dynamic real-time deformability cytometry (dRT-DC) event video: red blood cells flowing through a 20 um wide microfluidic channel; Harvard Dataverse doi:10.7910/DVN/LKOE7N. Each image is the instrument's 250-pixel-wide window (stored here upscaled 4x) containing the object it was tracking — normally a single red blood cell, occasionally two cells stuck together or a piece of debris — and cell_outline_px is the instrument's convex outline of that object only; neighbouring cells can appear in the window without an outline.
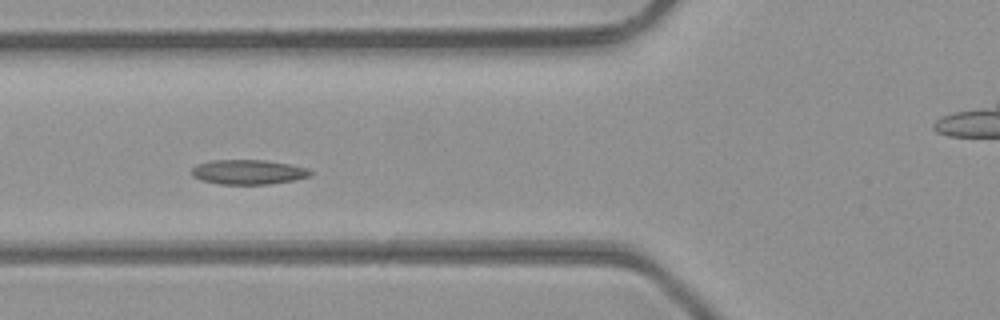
{"species": "common noctule bat (a hibernating species)", "species_latin": "Nyctalus noctula", "temperature_condition": "room temperature", "stored_images_in_passage": 34, "camera_frame_rate_fps": 3000, "um_per_image_px": 0.085, "animal": {"sex": "male", "body_mass_g": 23.1, "forearm_length_mm": 52.7}, "frame": {"image": 1, "passage_image": 3, "time_ms": 0.667, "image_size_px": [1000, 320], "cell_outline_px": [[312, 172], [308, 176], [296, 180], [268, 184], [220, 184], [200, 180], [192, 176], [192, 168], [196, 164], [208, 160], [268, 160], [308, 168]], "centroid_in_image_um": [21.07, 14.62], "position_along_channel_um": 104.7, "area_um2": 17.17}}
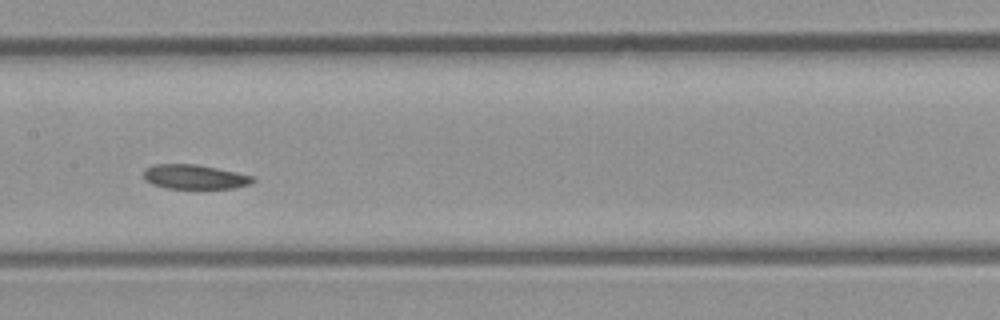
{"frame": {"image": 2, "passage_image": 9, "time_ms": 2.667, "image_size_px": [1000, 320], "cell_outline_px": [[256, 180], [252, 184], [232, 188], [168, 188], [152, 184], [144, 180], [144, 168], [152, 164], [196, 164], [236, 172], [252, 176]], "centroid_in_image_um": [16.52, 15.02], "position_along_channel_um": 190.9, "area_um2": 15.55}}
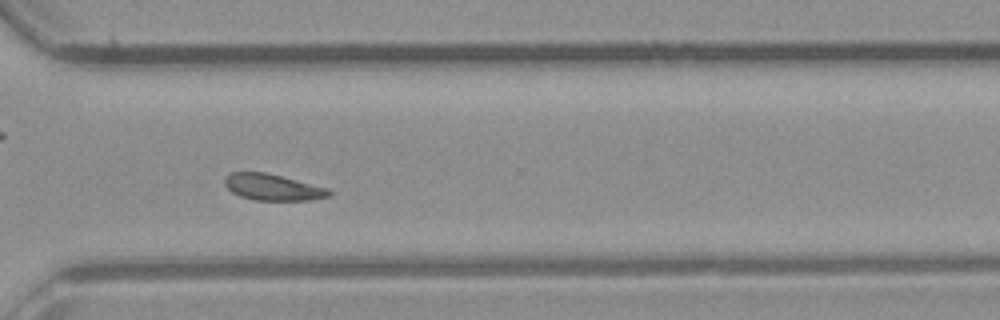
{"frame": {"image": 3, "passage_image": 20, "time_ms": 6.333, "image_size_px": [1000, 320], "cell_outline_px": [[332, 192], [328, 196], [308, 200], [256, 200], [240, 196], [232, 192], [224, 184], [224, 176], [232, 172], [264, 172], [328, 188]], "centroid_in_image_um": [23.14, 15.91], "position_along_channel_um": 347.5, "area_um2": 15.78}}